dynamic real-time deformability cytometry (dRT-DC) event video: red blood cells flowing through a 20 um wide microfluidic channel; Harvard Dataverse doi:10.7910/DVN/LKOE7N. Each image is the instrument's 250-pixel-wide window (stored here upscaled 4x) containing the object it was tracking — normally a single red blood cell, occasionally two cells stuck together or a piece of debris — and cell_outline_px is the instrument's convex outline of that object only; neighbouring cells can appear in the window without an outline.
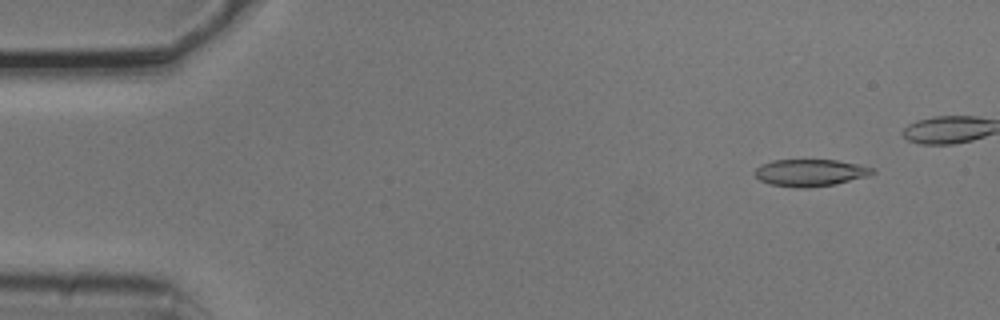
{"species": "common noctule bat (a hibernating species)", "species_latin": "Nyctalus noctula", "temperature_condition": "cold", "stored_images_in_passage": 5, "camera_frame_rate_fps": 3000, "um_per_image_px": 0.085, "animal": {"sex": "male", "body_mass_g": 20.5, "forearm_length_mm": 52.5}, "frame": {"image": 1, "passage_image": 1, "time_ms": 0.0, "image_size_px": [1000, 320], "cell_outline_px": [[876, 172], [868, 176], [836, 184], [808, 188], [796, 188], [772, 184], [760, 180], [752, 172], [760, 164], [772, 160], [836, 160], [876, 168]], "centroid_in_image_um": [68.87, 14.68], "position_along_channel_um": 16.1, "area_um2": 18.67}}